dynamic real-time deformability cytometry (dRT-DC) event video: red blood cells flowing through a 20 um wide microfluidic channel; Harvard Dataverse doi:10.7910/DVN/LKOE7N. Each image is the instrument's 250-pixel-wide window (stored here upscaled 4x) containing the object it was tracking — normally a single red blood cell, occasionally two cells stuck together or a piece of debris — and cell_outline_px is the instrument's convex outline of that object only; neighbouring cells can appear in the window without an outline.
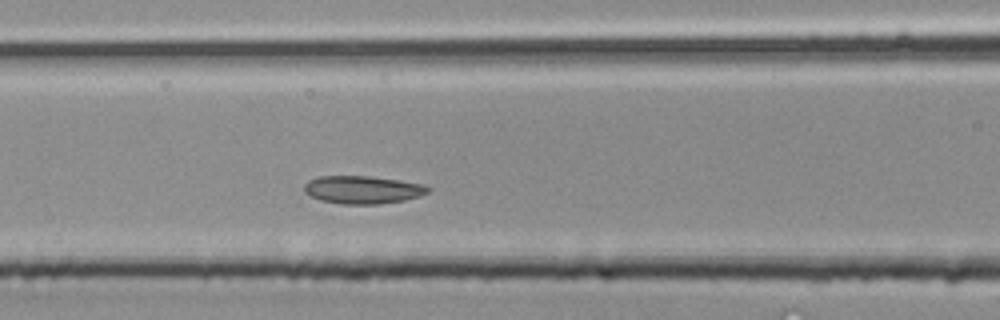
{"species": "common noctule bat (a hibernating species)", "species_latin": "Nyctalus noctula", "temperature_condition": "room temperature", "stored_images_in_passage": 31, "camera_frame_rate_fps": 3000, "um_per_image_px": 0.085, "animal": {"sex": "male", "body_mass_g": 20.4}, "frame": {"image": 1, "passage_image": 10, "time_ms": 3.0, "image_size_px": [1000, 320], "cell_outline_px": [[432, 188], [428, 192], [420, 196], [404, 200], [380, 204], [344, 204], [320, 200], [304, 192], [304, 184], [308, 180], [316, 176], [368, 176], [424, 184]], "centroid_in_image_um": [30.82, 16.12], "position_along_channel_um": 135.8, "area_um2": 20.11}}
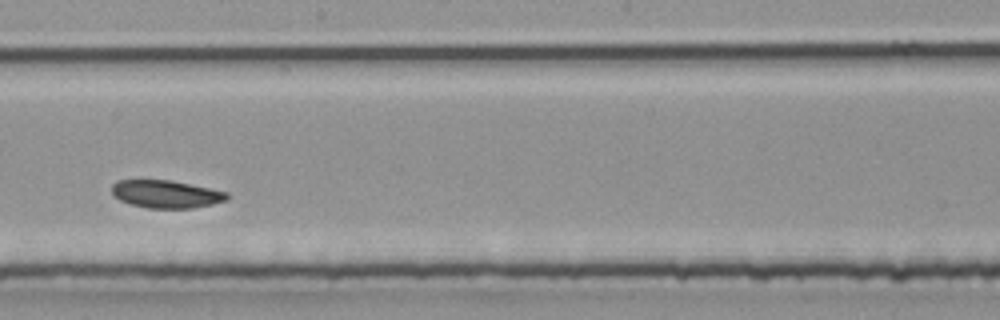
{"frame": {"image": 2, "passage_image": 15, "time_ms": 4.667, "image_size_px": [1000, 320], "cell_outline_px": [[228, 200], [212, 204], [192, 208], [148, 208], [132, 204], [120, 200], [112, 192], [112, 184], [120, 180], [172, 180], [228, 192]], "centroid_in_image_um": [14.15, 16.49], "position_along_channel_um": 234.1, "area_um2": 18.5}}
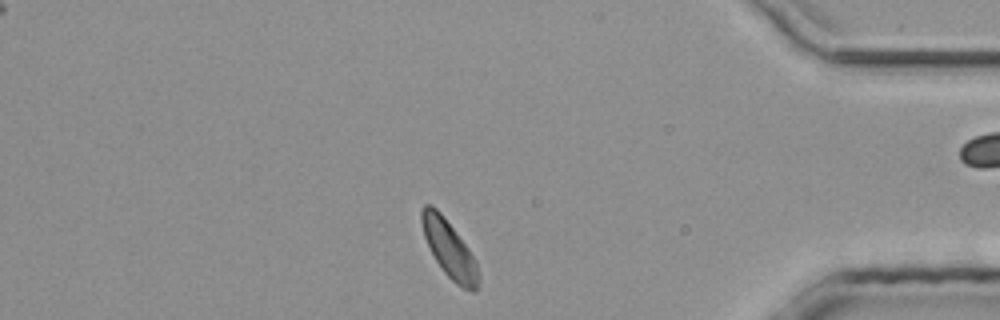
{"frame": {"image": 3, "passage_image": 25, "time_ms": 8.0, "image_size_px": [1000, 320], "cell_outline_px": [[480, 276], [476, 292], [472, 292], [460, 288], [444, 272], [436, 260], [424, 236], [420, 220], [420, 212], [424, 204], [432, 204], [440, 212], [468, 248], [476, 260]], "centroid_in_image_um": [38.2, 21.19], "position_along_channel_um": 397.0, "area_um2": 18.84}}